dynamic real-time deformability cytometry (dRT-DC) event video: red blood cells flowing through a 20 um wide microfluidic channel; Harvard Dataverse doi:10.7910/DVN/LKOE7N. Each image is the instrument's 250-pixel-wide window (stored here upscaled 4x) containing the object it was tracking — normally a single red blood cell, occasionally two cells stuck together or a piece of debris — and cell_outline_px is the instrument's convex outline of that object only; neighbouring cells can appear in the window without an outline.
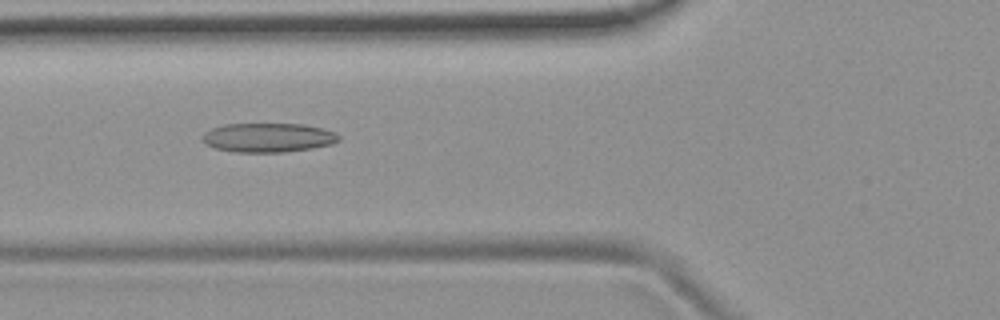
{"species": "common noctule bat (a hibernating species)", "species_latin": "Nyctalus noctula", "temperature_condition": "room temperature", "stored_images_in_passage": 53, "camera_frame_rate_fps": 3000, "um_per_image_px": 0.085, "animal": {"sex": "female", "body_mass_g": 19.9}, "frame": {"image": 1, "passage_image": 20, "time_ms": 6.333, "image_size_px": [1000, 320], "cell_outline_px": [[340, 140], [332, 144], [312, 148], [284, 152], [236, 152], [216, 148], [208, 144], [200, 136], [204, 132], [212, 128], [224, 124], [304, 124], [324, 128], [336, 132], [340, 136]], "centroid_in_image_um": [22.83, 11.69], "position_along_channel_um": 103.0, "area_um2": 23.24}}
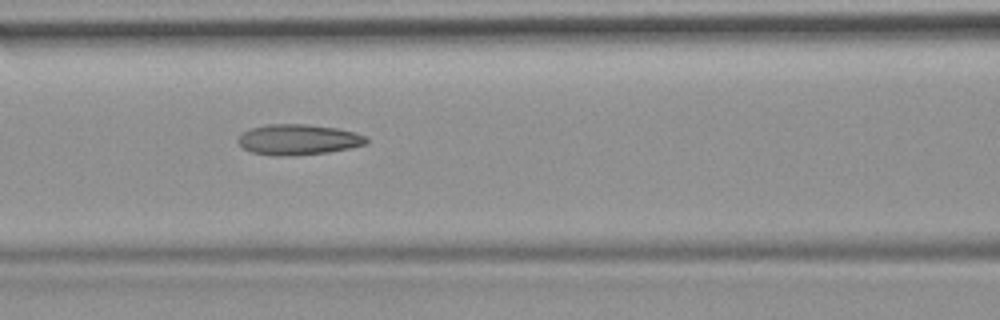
{"frame": {"image": 2, "passage_image": 23, "time_ms": 7.333, "image_size_px": [1000, 320], "cell_outline_px": [[368, 144], [352, 148], [328, 152], [292, 156], [276, 156], [252, 152], [244, 148], [236, 140], [244, 132], [252, 128], [268, 124], [304, 124], [336, 128], [368, 136]], "centroid_in_image_um": [25.39, 11.87], "position_along_channel_um": 141.2, "area_um2": 22.83}}
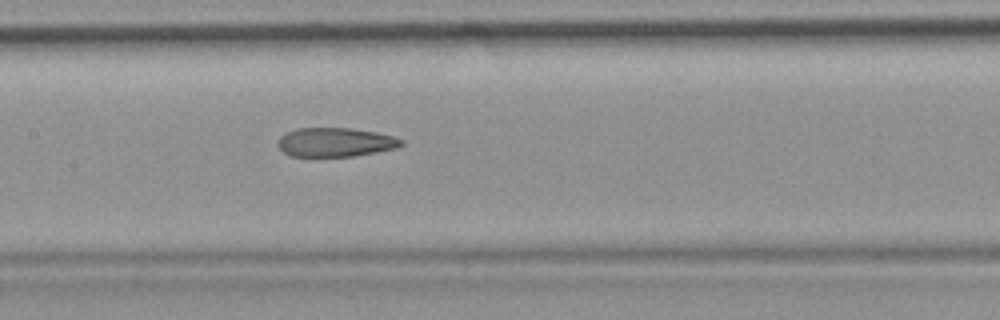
{"frame": {"image": 3, "passage_image": 26, "time_ms": 8.333, "image_size_px": [1000, 320], "cell_outline_px": [[404, 144], [396, 148], [376, 152], [352, 156], [292, 156], [284, 152], [276, 144], [280, 136], [296, 128], [348, 128], [376, 132], [392, 136], [404, 140]], "centroid_in_image_um": [28.5, 12.08], "position_along_channel_um": 178.9, "area_um2": 20.75}, "authors_computed_cell_mechanics": {"area_um2": 22.7732, "velocity_mm_per_s": 3.7789, "shape_relaxation_time_tau1_ms": null, "shape_relaxation_time_tau2_ms": 2.6022, "deformation_change_tau1": null, "deformation_change_tau2": 0.1148}}